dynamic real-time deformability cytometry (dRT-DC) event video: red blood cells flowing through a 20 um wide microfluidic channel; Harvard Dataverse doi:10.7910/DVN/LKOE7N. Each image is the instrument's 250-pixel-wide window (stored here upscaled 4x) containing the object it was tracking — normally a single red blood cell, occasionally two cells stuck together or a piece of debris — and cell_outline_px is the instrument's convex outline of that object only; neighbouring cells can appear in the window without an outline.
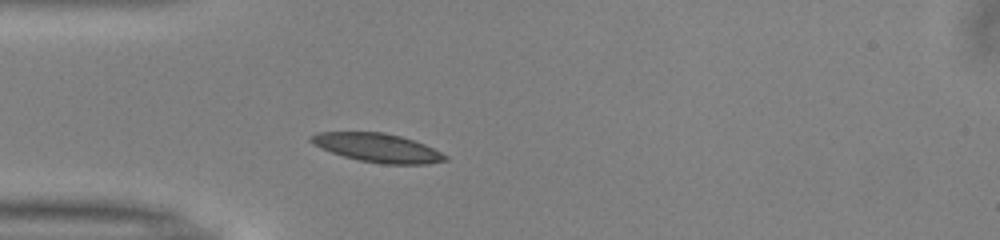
{"species": "common noctule bat (a hibernating species)", "species_latin": "Nyctalus noctula", "temperature_condition": "warm", "stored_images_in_passage": 37, "camera_frame_rate_fps": 3000, "um_per_image_px": 0.085, "animal": {"sex": "male", "body_mass_g": 13.0, "forearm_length_mm": 53.1}, "frame": {"image": 1, "passage_image": 1, "time_ms": 0.0, "image_size_px": [1000, 240], "cell_outline_px": [[448, 160], [428, 164], [384, 164], [360, 160], [344, 156], [332, 152], [312, 144], [308, 140], [308, 136], [316, 132], [384, 132], [400, 136], [424, 144], [448, 156]], "centroid_in_image_um": [32.06, 12.55], "position_along_channel_um": 52.9, "area_um2": 22.37}}
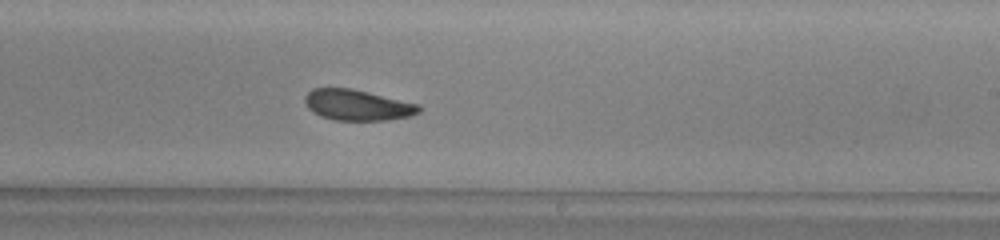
{"frame": {"image": 2, "passage_image": 17, "time_ms": 5.333, "image_size_px": [1000, 240], "cell_outline_px": [[420, 112], [408, 116], [388, 120], [332, 120], [320, 116], [308, 108], [304, 104], [304, 96], [312, 88], [352, 88], [420, 104]], "centroid_in_image_um": [30.35, 8.92], "position_along_channel_um": 258.6, "area_um2": 20.58}}
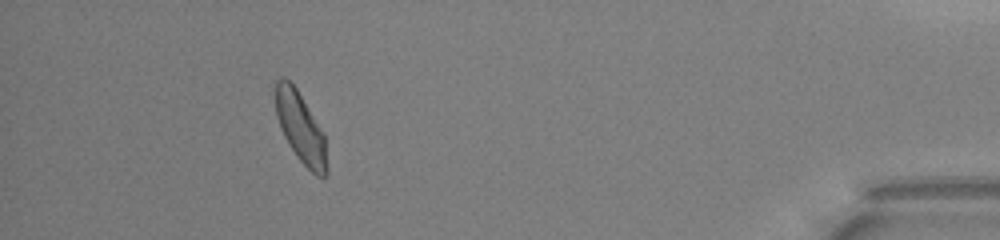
{"frame": {"image": 3, "passage_image": 33, "time_ms": 10.667, "image_size_px": [1000, 240], "cell_outline_px": [[328, 172], [324, 176], [316, 176], [296, 156], [288, 144], [280, 128], [276, 116], [272, 88], [276, 80], [280, 76], [284, 76], [296, 88], [324, 132], [328, 168]], "centroid_in_image_um": [25.5, 10.8], "position_along_channel_um": 409.7, "area_um2": 21.62}, "authors_computed_cell_mechanics": {"area_um2": 21.4438, "velocity_mm_per_s": 3.9953, "shape_relaxation_time_tau1_ms": 7.1165, "shape_relaxation_time_tau2_ms": 2.7709, "deformation_change_tau1": 0.1714, "deformation_change_tau2": 0.089}}